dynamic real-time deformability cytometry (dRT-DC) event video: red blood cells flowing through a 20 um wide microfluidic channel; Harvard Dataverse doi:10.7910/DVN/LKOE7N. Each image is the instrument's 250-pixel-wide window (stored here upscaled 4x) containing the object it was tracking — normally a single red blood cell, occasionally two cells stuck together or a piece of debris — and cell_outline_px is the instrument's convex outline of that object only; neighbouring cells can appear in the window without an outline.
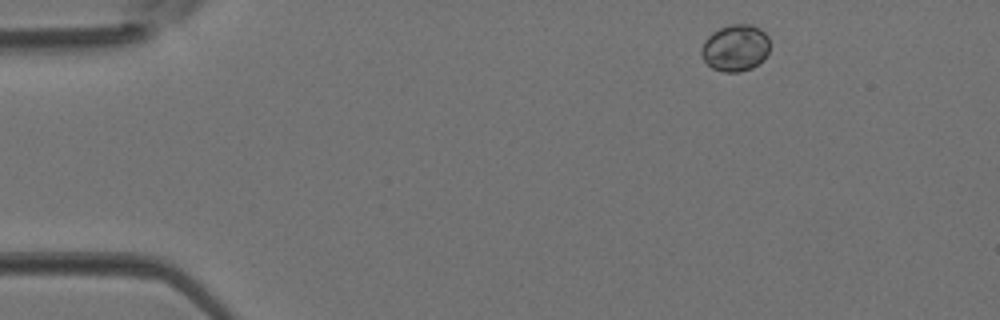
{"species": "Egyptian fruit bat (a non-hibernating species)", "species_latin": "Rousettus aegyptiacus", "temperature_condition": "room temperature", "stored_images_in_passage": 3, "camera_frame_rate_fps": 3000, "um_per_image_px": 0.085, "animal": {"sex": "female"}, "frame": {"image": 1, "passage_image": 1, "time_ms": 0.0, "image_size_px": [1000, 320], "cell_outline_px": [[768, 52], [764, 60], [752, 68], [740, 72], [724, 72], [712, 68], [700, 56], [700, 52], [704, 40], [712, 32], [720, 28], [732, 24], [752, 24], [760, 28], [768, 36]], "centroid_in_image_um": [62.5, 4.07], "position_along_channel_um": 22.5, "area_um2": 18.79}}
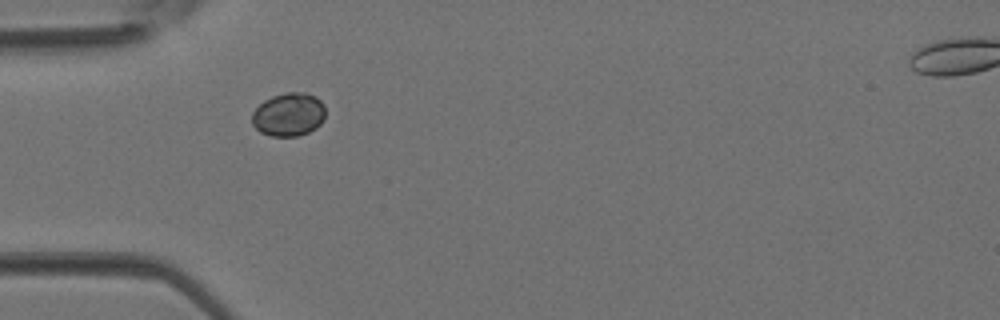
{"frame": {"image": 2, "passage_image": 3, "time_ms": 0.667, "image_size_px": [1000, 320], "cell_outline_px": [[324, 120], [316, 128], [308, 132], [296, 136], [272, 136], [260, 132], [252, 124], [252, 112], [264, 100], [272, 96], [284, 92], [304, 92], [316, 96], [324, 104]], "centroid_in_image_um": [24.54, 9.72], "position_along_channel_um": 60.5, "area_um2": 18.67}}